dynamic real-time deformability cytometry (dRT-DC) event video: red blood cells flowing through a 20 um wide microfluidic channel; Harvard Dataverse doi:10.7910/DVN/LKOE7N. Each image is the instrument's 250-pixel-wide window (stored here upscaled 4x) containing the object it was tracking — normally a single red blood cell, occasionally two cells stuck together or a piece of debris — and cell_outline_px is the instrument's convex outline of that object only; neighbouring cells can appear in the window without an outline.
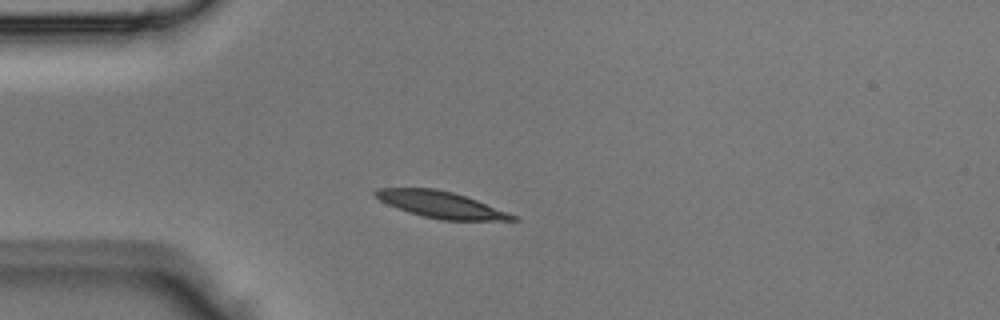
{"species": "Egyptian fruit bat (a non-hibernating species)", "species_latin": "Rousettus aegyptiacus", "temperature_condition": "room temperature", "stored_images_in_passage": 2, "camera_frame_rate_fps": 3000, "um_per_image_px": 0.085, "animal": {"sex": "male"}, "frame": {"image": 1, "passage_image": 2, "time_ms": 0.333, "image_size_px": [1000, 320], "cell_outline_px": [[520, 220], [440, 220], [408, 212], [388, 204], [380, 200], [372, 192], [376, 188], [436, 188], [452, 192], [476, 200], [508, 212], [516, 216]], "centroid_in_image_um": [37.46, 17.39], "position_along_channel_um": 47.5, "area_um2": 20.92}}